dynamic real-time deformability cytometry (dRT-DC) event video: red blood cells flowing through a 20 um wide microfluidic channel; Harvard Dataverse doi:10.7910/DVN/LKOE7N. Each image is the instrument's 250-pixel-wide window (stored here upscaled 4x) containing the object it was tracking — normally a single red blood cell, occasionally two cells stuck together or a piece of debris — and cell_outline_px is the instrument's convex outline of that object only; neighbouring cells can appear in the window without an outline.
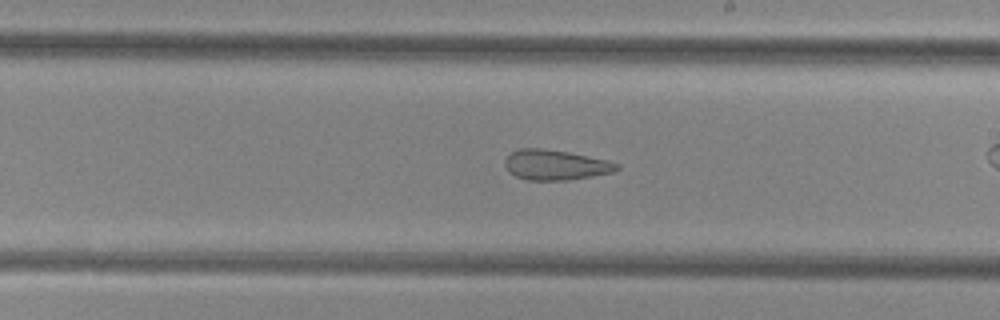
{"species": "common noctule bat (a hibernating species)", "species_latin": "Nyctalus noctula", "temperature_condition": "cold", "stored_images_in_passage": 39, "camera_frame_rate_fps": 3000, "um_per_image_px": 0.085, "animal": {"sex": "female", "body_mass_g": 29.2, "forearm_length_mm": 56.3}, "frame": {"image": 1, "passage_image": 28, "time_ms": 9.0, "image_size_px": [1000, 320], "cell_outline_px": [[620, 168], [612, 172], [592, 176], [568, 180], [528, 180], [516, 176], [508, 172], [504, 164], [504, 160], [512, 152], [520, 148], [544, 148], [568, 152], [608, 160], [620, 164]], "centroid_in_image_um": [47.21, 14.01], "position_along_channel_um": 241.8, "area_um2": 19.71}}